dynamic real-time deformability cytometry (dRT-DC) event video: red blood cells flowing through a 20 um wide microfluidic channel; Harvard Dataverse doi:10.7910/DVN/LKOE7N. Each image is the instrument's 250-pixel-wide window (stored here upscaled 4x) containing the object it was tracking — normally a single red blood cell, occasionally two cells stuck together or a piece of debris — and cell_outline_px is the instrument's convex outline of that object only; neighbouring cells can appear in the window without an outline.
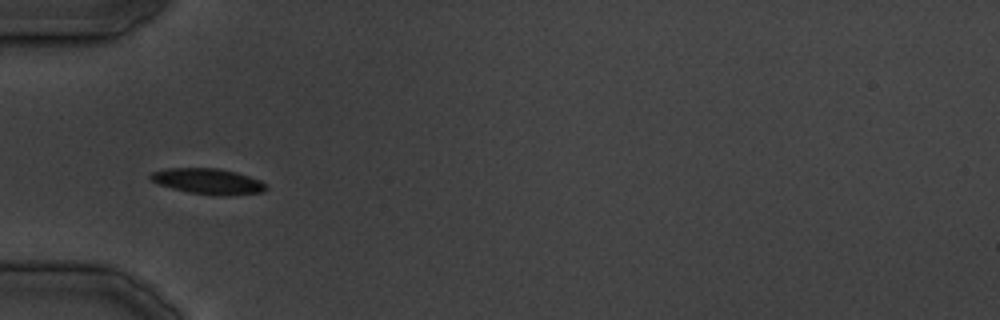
{"species": "common noctule bat (a hibernating species)", "species_latin": "Nyctalus noctula", "temperature_condition": "cold", "stored_images_in_passage": 33, "camera_frame_rate_fps": 3000, "um_per_image_px": 0.085, "animal": {"sex": "male", "body_mass_g": 19.5, "forearm_length_mm": 54.6}, "frame": {"image": 1, "passage_image": 10, "time_ms": 11.333, "image_size_px": [1000, 320], "cell_outline_px": [[268, 188], [264, 192], [228, 196], [224, 196], [188, 192], [172, 188], [160, 184], [152, 180], [148, 176], [152, 172], [168, 168], [220, 168], [236, 172], [260, 180], [268, 184]], "centroid_in_image_um": [17.74, 15.41], "position_along_channel_um": 67.3, "area_um2": 17.34}}
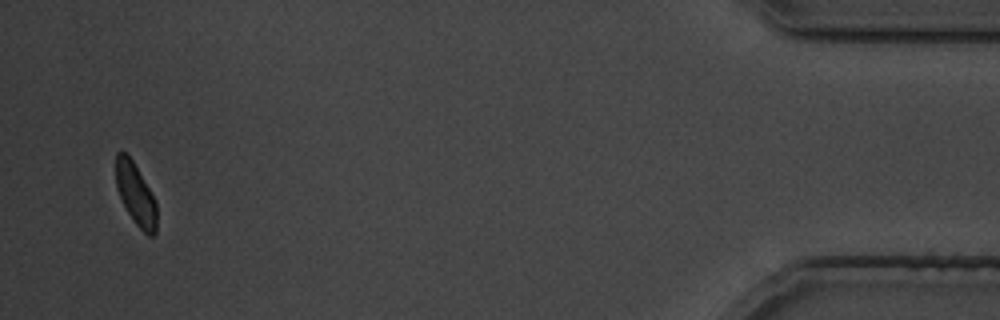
{"frame": {"image": 2, "passage_image": 33, "time_ms": 40.667, "image_size_px": [1000, 320], "cell_outline_px": [[156, 232], [152, 236], [148, 236], [136, 224], [128, 212], [116, 188], [116, 152], [124, 152], [132, 160], [156, 200]], "centroid_in_image_um": [11.54, 16.52], "position_along_channel_um": 423.7, "area_um2": 14.45}}